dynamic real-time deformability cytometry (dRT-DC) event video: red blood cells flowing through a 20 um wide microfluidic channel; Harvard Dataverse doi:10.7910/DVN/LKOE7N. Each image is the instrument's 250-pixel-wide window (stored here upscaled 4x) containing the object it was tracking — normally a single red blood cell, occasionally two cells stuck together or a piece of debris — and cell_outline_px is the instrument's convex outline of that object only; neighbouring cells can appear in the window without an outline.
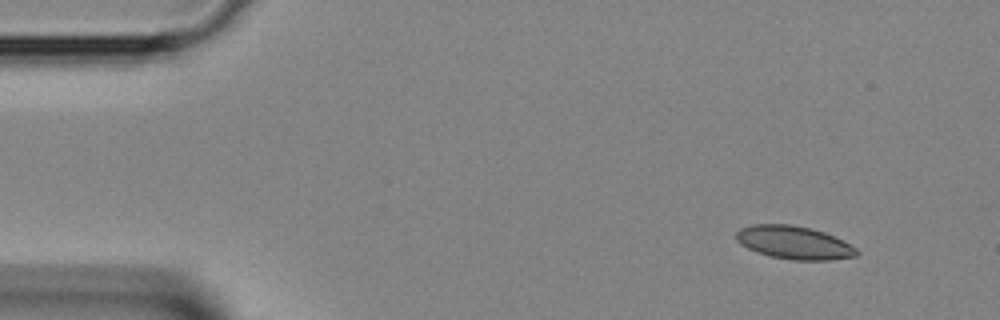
{"species": "Egyptian fruit bat (a non-hibernating species)", "species_latin": "Rousettus aegyptiacus", "temperature_condition": "room temperature", "stored_images_in_passage": 2, "camera_frame_rate_fps": 3000, "um_per_image_px": 0.085, "animal": {"sex": "female"}, "frame": {"image": 1, "passage_image": 1, "time_ms": 0.0, "image_size_px": [1000, 320], "cell_outline_px": [[860, 252], [856, 256], [828, 260], [792, 260], [772, 256], [756, 252], [740, 244], [736, 240], [736, 232], [740, 228], [752, 224], [792, 224], [812, 228], [824, 232], [856, 248]], "centroid_in_image_um": [67.46, 20.61], "position_along_channel_um": 17.5, "area_um2": 23.18}}